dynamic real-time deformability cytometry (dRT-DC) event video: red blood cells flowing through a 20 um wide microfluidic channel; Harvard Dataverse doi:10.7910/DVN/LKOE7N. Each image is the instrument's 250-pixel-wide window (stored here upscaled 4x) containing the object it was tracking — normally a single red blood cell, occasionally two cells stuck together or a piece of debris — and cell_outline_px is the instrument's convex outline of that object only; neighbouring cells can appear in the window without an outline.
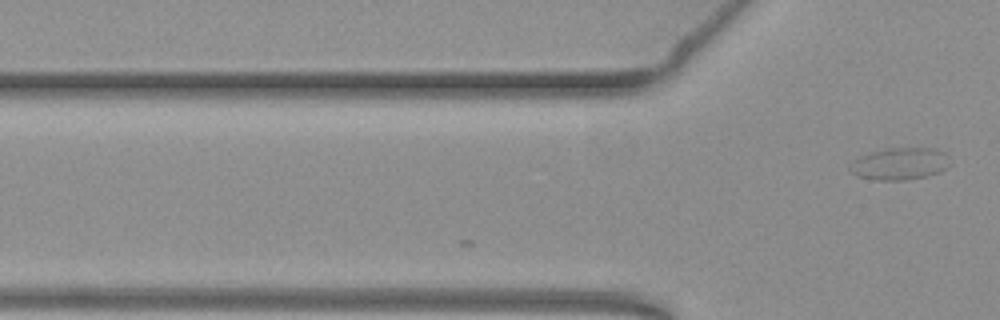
{"species": "common noctule bat (a hibernating species)", "species_latin": "Nyctalus noctula", "temperature_condition": "warm", "stored_images_in_passage": 2, "camera_frame_rate_fps": 3000, "um_per_image_px": 0.085, "animal": {"sex": "female", "body_mass_g": 19.3, "forearm_length_mm": 54.1}, "frame": {"image": 1, "passage_image": 2, "time_ms": 0.333, "image_size_px": [1000, 320], "cell_outline_px": [[952, 164], [948, 168], [940, 172], [928, 176], [904, 180], [872, 180], [856, 176], [848, 168], [852, 160], [860, 156], [872, 152], [888, 148], [936, 148], [944, 152]], "centroid_in_image_um": [76.5, 13.93], "position_along_channel_um": 49.3, "area_um2": 19.02}}